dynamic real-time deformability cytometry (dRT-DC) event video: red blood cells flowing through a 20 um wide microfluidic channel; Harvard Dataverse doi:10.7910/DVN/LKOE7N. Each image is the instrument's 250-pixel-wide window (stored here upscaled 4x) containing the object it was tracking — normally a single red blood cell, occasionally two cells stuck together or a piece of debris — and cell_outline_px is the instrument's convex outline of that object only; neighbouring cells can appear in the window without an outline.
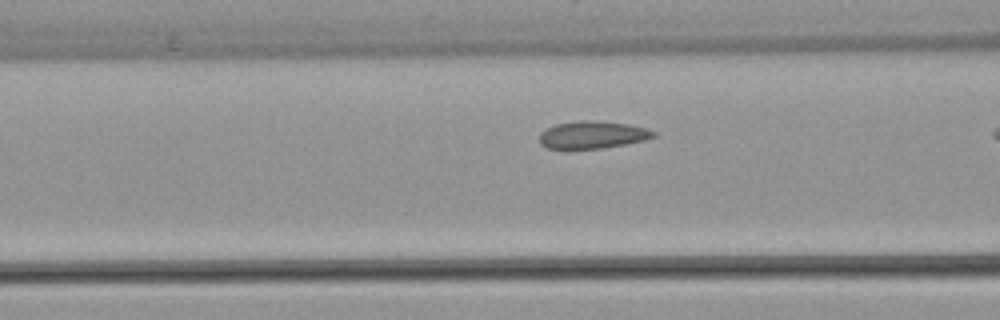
{"species": "common noctule bat (a hibernating species)", "species_latin": "Nyctalus noctula", "temperature_condition": "warm", "stored_images_in_passage": 26, "camera_frame_rate_fps": 3000, "um_per_image_px": 0.085, "animal": {"sex": "female", "body_mass_g": 22.7, "forearm_length_mm": 54.2}, "frame": {"image": 1, "passage_image": 12, "time_ms": 3.667, "image_size_px": [1000, 320], "cell_outline_px": [[656, 136], [644, 140], [604, 148], [568, 152], [548, 148], [540, 144], [540, 132], [556, 124], [584, 120], [588, 120], [628, 124], [644, 128], [656, 132]], "centroid_in_image_um": [50.29, 11.51], "position_along_channel_um": 116.3, "area_um2": 18.67}}
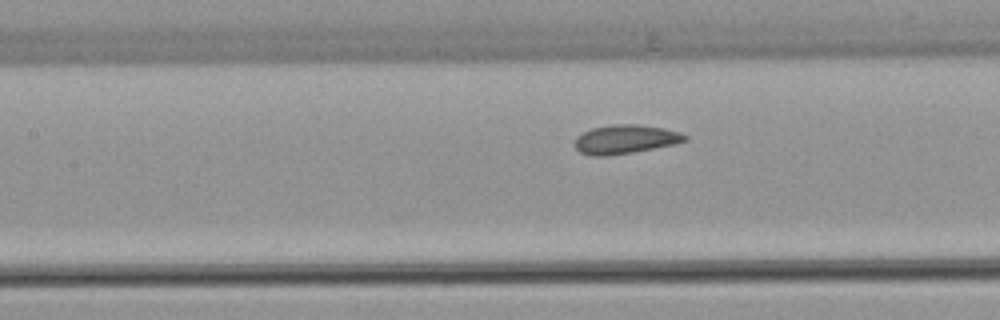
{"frame": {"image": 2, "passage_image": 15, "time_ms": 4.667, "image_size_px": [1000, 320], "cell_outline_px": [[688, 140], [676, 144], [632, 152], [608, 156], [592, 156], [580, 152], [576, 148], [576, 136], [592, 128], [612, 124], [636, 124], [664, 128], [680, 132], [688, 136]], "centroid_in_image_um": [53.18, 11.84], "position_along_channel_um": 154.2, "area_um2": 18.55}}